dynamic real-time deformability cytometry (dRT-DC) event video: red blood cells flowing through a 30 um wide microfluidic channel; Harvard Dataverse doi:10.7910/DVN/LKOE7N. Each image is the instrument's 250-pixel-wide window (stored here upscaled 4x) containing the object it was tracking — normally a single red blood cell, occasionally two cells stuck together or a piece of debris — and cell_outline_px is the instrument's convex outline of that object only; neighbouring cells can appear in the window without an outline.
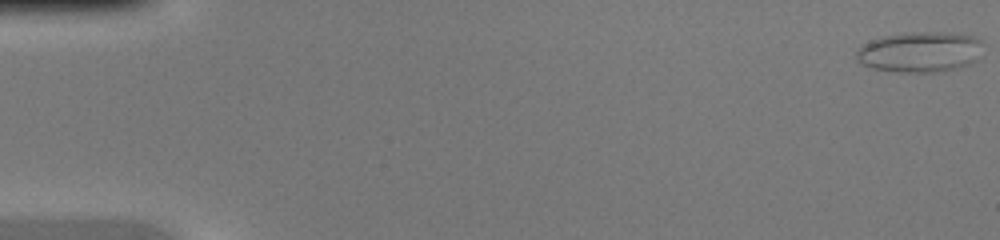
{"species": "common noctule bat (a hibernating species)", "species_latin": "Nyctalus noctula", "temperature_condition": "warm", "stored_images_in_passage": 46, "camera_frame_rate_fps": 3000, "um_per_image_px": 0.085, "animal": {"sex": "female", "body_mass_g": 20.0, "forearm_length_mm": 54.0}, "frame": {"image": 1, "passage_image": 1, "time_ms": 0.0, "image_size_px": [1000, 240], "cell_outline_px": [[984, 56], [972, 64], [956, 68], [936, 72], [896, 72], [872, 68], [856, 60], [856, 52], [864, 44], [872, 40], [884, 36], [912, 32], [952, 32], [980, 36], [984, 44]], "centroid_in_image_um": [78.34, 4.41], "position_along_channel_um": 6.7, "area_um2": 30.63}}
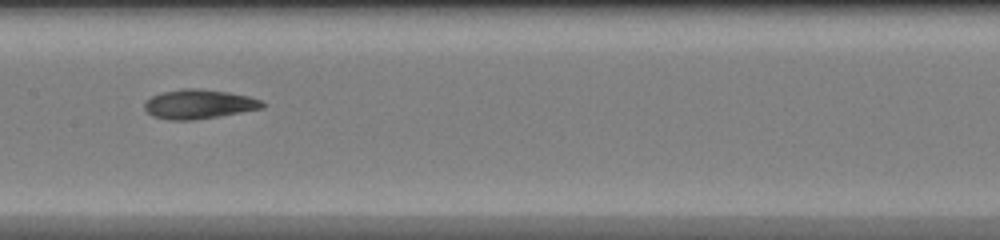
{"frame": {"image": 2, "passage_image": 24, "time_ms": 7.667, "image_size_px": [1000, 240], "cell_outline_px": [[264, 108], [220, 116], [192, 120], [172, 120], [152, 116], [144, 108], [144, 100], [152, 96], [164, 92], [184, 88], [196, 88], [228, 92], [248, 96], [260, 100], [264, 104]], "centroid_in_image_um": [16.89, 8.85], "position_along_channel_um": 190.5, "area_um2": 20.06}}
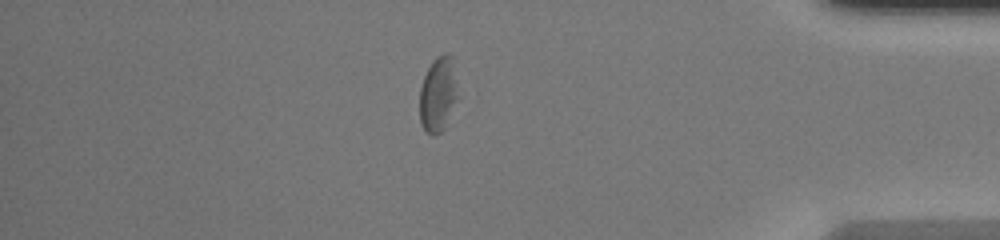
{"frame": {"image": 3, "passage_image": 40, "time_ms": 13.0, "image_size_px": [1000, 240], "cell_outline_px": [[460, 100], [444, 128], [440, 132], [432, 136], [424, 128], [420, 120], [420, 88], [424, 76], [432, 60], [436, 56], [444, 52], [448, 52], [456, 56], [460, 96]], "centroid_in_image_um": [37.35, 7.9], "position_along_channel_um": 397.9, "area_um2": 17.98}}